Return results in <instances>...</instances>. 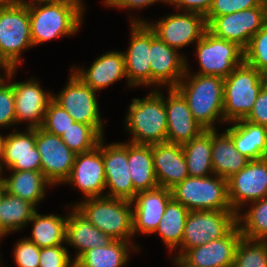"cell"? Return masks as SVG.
<instances>
[{
    "instance_id": "cell-40",
    "label": "cell",
    "mask_w": 267,
    "mask_h": 267,
    "mask_svg": "<svg viewBox=\"0 0 267 267\" xmlns=\"http://www.w3.org/2000/svg\"><path fill=\"white\" fill-rule=\"evenodd\" d=\"M74 122L67 111L52 100L47 106L41 128L48 133L61 136Z\"/></svg>"
},
{
    "instance_id": "cell-10",
    "label": "cell",
    "mask_w": 267,
    "mask_h": 267,
    "mask_svg": "<svg viewBox=\"0 0 267 267\" xmlns=\"http://www.w3.org/2000/svg\"><path fill=\"white\" fill-rule=\"evenodd\" d=\"M53 100L75 122L92 126L103 137V121L100 117L96 91L86 85L72 70L68 84Z\"/></svg>"
},
{
    "instance_id": "cell-34",
    "label": "cell",
    "mask_w": 267,
    "mask_h": 267,
    "mask_svg": "<svg viewBox=\"0 0 267 267\" xmlns=\"http://www.w3.org/2000/svg\"><path fill=\"white\" fill-rule=\"evenodd\" d=\"M36 211L31 203L6 192L0 203V239L25 227Z\"/></svg>"
},
{
    "instance_id": "cell-21",
    "label": "cell",
    "mask_w": 267,
    "mask_h": 267,
    "mask_svg": "<svg viewBox=\"0 0 267 267\" xmlns=\"http://www.w3.org/2000/svg\"><path fill=\"white\" fill-rule=\"evenodd\" d=\"M172 191L164 187L137 192L131 201L133 210V236L140 232L152 234L162 216L167 204L172 200Z\"/></svg>"
},
{
    "instance_id": "cell-47",
    "label": "cell",
    "mask_w": 267,
    "mask_h": 267,
    "mask_svg": "<svg viewBox=\"0 0 267 267\" xmlns=\"http://www.w3.org/2000/svg\"><path fill=\"white\" fill-rule=\"evenodd\" d=\"M165 2L168 4L169 0H105L104 3L107 6L116 7V8H133V9H139L143 7L150 6L156 2Z\"/></svg>"
},
{
    "instance_id": "cell-50",
    "label": "cell",
    "mask_w": 267,
    "mask_h": 267,
    "mask_svg": "<svg viewBox=\"0 0 267 267\" xmlns=\"http://www.w3.org/2000/svg\"><path fill=\"white\" fill-rule=\"evenodd\" d=\"M177 267H196L189 264L182 256L177 255L173 258Z\"/></svg>"
},
{
    "instance_id": "cell-27",
    "label": "cell",
    "mask_w": 267,
    "mask_h": 267,
    "mask_svg": "<svg viewBox=\"0 0 267 267\" xmlns=\"http://www.w3.org/2000/svg\"><path fill=\"white\" fill-rule=\"evenodd\" d=\"M226 133L232 138L237 151L251 160L267 157V127L251 123L245 119L232 121Z\"/></svg>"
},
{
    "instance_id": "cell-18",
    "label": "cell",
    "mask_w": 267,
    "mask_h": 267,
    "mask_svg": "<svg viewBox=\"0 0 267 267\" xmlns=\"http://www.w3.org/2000/svg\"><path fill=\"white\" fill-rule=\"evenodd\" d=\"M151 85L175 88L186 72V59L178 50L160 40L151 29L150 47Z\"/></svg>"
},
{
    "instance_id": "cell-53",
    "label": "cell",
    "mask_w": 267,
    "mask_h": 267,
    "mask_svg": "<svg viewBox=\"0 0 267 267\" xmlns=\"http://www.w3.org/2000/svg\"><path fill=\"white\" fill-rule=\"evenodd\" d=\"M19 1L20 0H0V6L12 5V4H15Z\"/></svg>"
},
{
    "instance_id": "cell-36",
    "label": "cell",
    "mask_w": 267,
    "mask_h": 267,
    "mask_svg": "<svg viewBox=\"0 0 267 267\" xmlns=\"http://www.w3.org/2000/svg\"><path fill=\"white\" fill-rule=\"evenodd\" d=\"M250 204V210L244 215L240 212L237 215V224L242 237L267 241V196Z\"/></svg>"
},
{
    "instance_id": "cell-16",
    "label": "cell",
    "mask_w": 267,
    "mask_h": 267,
    "mask_svg": "<svg viewBox=\"0 0 267 267\" xmlns=\"http://www.w3.org/2000/svg\"><path fill=\"white\" fill-rule=\"evenodd\" d=\"M103 137L93 150L75 156L70 176L64 183L73 184L87 198L105 196L106 178L103 162Z\"/></svg>"
},
{
    "instance_id": "cell-25",
    "label": "cell",
    "mask_w": 267,
    "mask_h": 267,
    "mask_svg": "<svg viewBox=\"0 0 267 267\" xmlns=\"http://www.w3.org/2000/svg\"><path fill=\"white\" fill-rule=\"evenodd\" d=\"M71 70L91 89L98 92L126 77L125 57L123 52H107L96 59L89 69L74 67Z\"/></svg>"
},
{
    "instance_id": "cell-13",
    "label": "cell",
    "mask_w": 267,
    "mask_h": 267,
    "mask_svg": "<svg viewBox=\"0 0 267 267\" xmlns=\"http://www.w3.org/2000/svg\"><path fill=\"white\" fill-rule=\"evenodd\" d=\"M131 38L129 48L124 53L128 87L151 85L150 47L151 28L149 22L131 18Z\"/></svg>"
},
{
    "instance_id": "cell-3",
    "label": "cell",
    "mask_w": 267,
    "mask_h": 267,
    "mask_svg": "<svg viewBox=\"0 0 267 267\" xmlns=\"http://www.w3.org/2000/svg\"><path fill=\"white\" fill-rule=\"evenodd\" d=\"M164 95L158 89L146 97L134 98L126 115V130L132 135L131 143L152 145L166 142L167 112Z\"/></svg>"
},
{
    "instance_id": "cell-2",
    "label": "cell",
    "mask_w": 267,
    "mask_h": 267,
    "mask_svg": "<svg viewBox=\"0 0 267 267\" xmlns=\"http://www.w3.org/2000/svg\"><path fill=\"white\" fill-rule=\"evenodd\" d=\"M26 5L33 46L79 31L83 11L72 3L30 0Z\"/></svg>"
},
{
    "instance_id": "cell-49",
    "label": "cell",
    "mask_w": 267,
    "mask_h": 267,
    "mask_svg": "<svg viewBox=\"0 0 267 267\" xmlns=\"http://www.w3.org/2000/svg\"><path fill=\"white\" fill-rule=\"evenodd\" d=\"M6 136L0 135V175L2 174V167L3 166V158H4V144H5Z\"/></svg>"
},
{
    "instance_id": "cell-38",
    "label": "cell",
    "mask_w": 267,
    "mask_h": 267,
    "mask_svg": "<svg viewBox=\"0 0 267 267\" xmlns=\"http://www.w3.org/2000/svg\"><path fill=\"white\" fill-rule=\"evenodd\" d=\"M233 267H267V241L241 237L235 250Z\"/></svg>"
},
{
    "instance_id": "cell-43",
    "label": "cell",
    "mask_w": 267,
    "mask_h": 267,
    "mask_svg": "<svg viewBox=\"0 0 267 267\" xmlns=\"http://www.w3.org/2000/svg\"><path fill=\"white\" fill-rule=\"evenodd\" d=\"M13 251L18 267H39L41 248L27 238L17 242Z\"/></svg>"
},
{
    "instance_id": "cell-12",
    "label": "cell",
    "mask_w": 267,
    "mask_h": 267,
    "mask_svg": "<svg viewBox=\"0 0 267 267\" xmlns=\"http://www.w3.org/2000/svg\"><path fill=\"white\" fill-rule=\"evenodd\" d=\"M227 187L229 203L237 214L244 204L266 197L267 157L249 161L238 173L227 179Z\"/></svg>"
},
{
    "instance_id": "cell-26",
    "label": "cell",
    "mask_w": 267,
    "mask_h": 267,
    "mask_svg": "<svg viewBox=\"0 0 267 267\" xmlns=\"http://www.w3.org/2000/svg\"><path fill=\"white\" fill-rule=\"evenodd\" d=\"M73 208L72 213L68 214L65 242L79 250L72 260L76 262L86 251L107 246L114 239L93 226L74 206Z\"/></svg>"
},
{
    "instance_id": "cell-42",
    "label": "cell",
    "mask_w": 267,
    "mask_h": 267,
    "mask_svg": "<svg viewBox=\"0 0 267 267\" xmlns=\"http://www.w3.org/2000/svg\"><path fill=\"white\" fill-rule=\"evenodd\" d=\"M67 247L62 245L43 247L40 251L39 267H75Z\"/></svg>"
},
{
    "instance_id": "cell-29",
    "label": "cell",
    "mask_w": 267,
    "mask_h": 267,
    "mask_svg": "<svg viewBox=\"0 0 267 267\" xmlns=\"http://www.w3.org/2000/svg\"><path fill=\"white\" fill-rule=\"evenodd\" d=\"M128 167L137 192L159 187L154 170L152 145L128 142Z\"/></svg>"
},
{
    "instance_id": "cell-23",
    "label": "cell",
    "mask_w": 267,
    "mask_h": 267,
    "mask_svg": "<svg viewBox=\"0 0 267 267\" xmlns=\"http://www.w3.org/2000/svg\"><path fill=\"white\" fill-rule=\"evenodd\" d=\"M3 165L12 171H41V158L36 146V129L13 131L6 136Z\"/></svg>"
},
{
    "instance_id": "cell-11",
    "label": "cell",
    "mask_w": 267,
    "mask_h": 267,
    "mask_svg": "<svg viewBox=\"0 0 267 267\" xmlns=\"http://www.w3.org/2000/svg\"><path fill=\"white\" fill-rule=\"evenodd\" d=\"M267 23V2L235 13L217 16L207 29L215 36L237 43L245 49L251 37Z\"/></svg>"
},
{
    "instance_id": "cell-41",
    "label": "cell",
    "mask_w": 267,
    "mask_h": 267,
    "mask_svg": "<svg viewBox=\"0 0 267 267\" xmlns=\"http://www.w3.org/2000/svg\"><path fill=\"white\" fill-rule=\"evenodd\" d=\"M263 0H214L205 16L207 25L217 16L227 15L245 9L258 7Z\"/></svg>"
},
{
    "instance_id": "cell-45",
    "label": "cell",
    "mask_w": 267,
    "mask_h": 267,
    "mask_svg": "<svg viewBox=\"0 0 267 267\" xmlns=\"http://www.w3.org/2000/svg\"><path fill=\"white\" fill-rule=\"evenodd\" d=\"M244 119L267 127V83L258 94L251 112Z\"/></svg>"
},
{
    "instance_id": "cell-44",
    "label": "cell",
    "mask_w": 267,
    "mask_h": 267,
    "mask_svg": "<svg viewBox=\"0 0 267 267\" xmlns=\"http://www.w3.org/2000/svg\"><path fill=\"white\" fill-rule=\"evenodd\" d=\"M16 124L14 92L12 84L0 89V128Z\"/></svg>"
},
{
    "instance_id": "cell-46",
    "label": "cell",
    "mask_w": 267,
    "mask_h": 267,
    "mask_svg": "<svg viewBox=\"0 0 267 267\" xmlns=\"http://www.w3.org/2000/svg\"><path fill=\"white\" fill-rule=\"evenodd\" d=\"M214 0H169L168 4L175 8L184 9L186 12H195L206 16Z\"/></svg>"
},
{
    "instance_id": "cell-30",
    "label": "cell",
    "mask_w": 267,
    "mask_h": 267,
    "mask_svg": "<svg viewBox=\"0 0 267 267\" xmlns=\"http://www.w3.org/2000/svg\"><path fill=\"white\" fill-rule=\"evenodd\" d=\"M5 191L13 196L31 203H37L45 196V187L52 186L41 171H12V174L3 178Z\"/></svg>"
},
{
    "instance_id": "cell-39",
    "label": "cell",
    "mask_w": 267,
    "mask_h": 267,
    "mask_svg": "<svg viewBox=\"0 0 267 267\" xmlns=\"http://www.w3.org/2000/svg\"><path fill=\"white\" fill-rule=\"evenodd\" d=\"M244 61L267 76V23L251 37L244 49Z\"/></svg>"
},
{
    "instance_id": "cell-5",
    "label": "cell",
    "mask_w": 267,
    "mask_h": 267,
    "mask_svg": "<svg viewBox=\"0 0 267 267\" xmlns=\"http://www.w3.org/2000/svg\"><path fill=\"white\" fill-rule=\"evenodd\" d=\"M266 83L267 76L245 61L236 66L224 79V122L244 119Z\"/></svg>"
},
{
    "instance_id": "cell-14",
    "label": "cell",
    "mask_w": 267,
    "mask_h": 267,
    "mask_svg": "<svg viewBox=\"0 0 267 267\" xmlns=\"http://www.w3.org/2000/svg\"><path fill=\"white\" fill-rule=\"evenodd\" d=\"M36 146L41 158V172L53 185L63 183L70 176L76 154L62 141L41 127L36 129Z\"/></svg>"
},
{
    "instance_id": "cell-24",
    "label": "cell",
    "mask_w": 267,
    "mask_h": 267,
    "mask_svg": "<svg viewBox=\"0 0 267 267\" xmlns=\"http://www.w3.org/2000/svg\"><path fill=\"white\" fill-rule=\"evenodd\" d=\"M152 157L159 187L172 189L189 176L180 144L169 142L152 144Z\"/></svg>"
},
{
    "instance_id": "cell-8",
    "label": "cell",
    "mask_w": 267,
    "mask_h": 267,
    "mask_svg": "<svg viewBox=\"0 0 267 267\" xmlns=\"http://www.w3.org/2000/svg\"><path fill=\"white\" fill-rule=\"evenodd\" d=\"M237 215L233 210L189 211L178 255L226 236L237 225Z\"/></svg>"
},
{
    "instance_id": "cell-9",
    "label": "cell",
    "mask_w": 267,
    "mask_h": 267,
    "mask_svg": "<svg viewBox=\"0 0 267 267\" xmlns=\"http://www.w3.org/2000/svg\"><path fill=\"white\" fill-rule=\"evenodd\" d=\"M200 68L196 74L225 79L244 61V49L237 43L219 38L208 29L196 43Z\"/></svg>"
},
{
    "instance_id": "cell-32",
    "label": "cell",
    "mask_w": 267,
    "mask_h": 267,
    "mask_svg": "<svg viewBox=\"0 0 267 267\" xmlns=\"http://www.w3.org/2000/svg\"><path fill=\"white\" fill-rule=\"evenodd\" d=\"M129 247L139 249L138 246L135 247L134 242L114 240L107 246L86 251L75 262V267H122L128 262Z\"/></svg>"
},
{
    "instance_id": "cell-7",
    "label": "cell",
    "mask_w": 267,
    "mask_h": 267,
    "mask_svg": "<svg viewBox=\"0 0 267 267\" xmlns=\"http://www.w3.org/2000/svg\"><path fill=\"white\" fill-rule=\"evenodd\" d=\"M30 47H33V42L26 1L0 6V60L17 69L23 61L21 52Z\"/></svg>"
},
{
    "instance_id": "cell-1",
    "label": "cell",
    "mask_w": 267,
    "mask_h": 267,
    "mask_svg": "<svg viewBox=\"0 0 267 267\" xmlns=\"http://www.w3.org/2000/svg\"><path fill=\"white\" fill-rule=\"evenodd\" d=\"M188 71L186 65L185 75L175 88L186 99L198 124L205 130H215L214 122L219 119L220 122L224 121V79L211 75H190Z\"/></svg>"
},
{
    "instance_id": "cell-19",
    "label": "cell",
    "mask_w": 267,
    "mask_h": 267,
    "mask_svg": "<svg viewBox=\"0 0 267 267\" xmlns=\"http://www.w3.org/2000/svg\"><path fill=\"white\" fill-rule=\"evenodd\" d=\"M11 84L14 92L16 123L28 120L30 122L27 129L41 127L53 95L45 93L36 79Z\"/></svg>"
},
{
    "instance_id": "cell-48",
    "label": "cell",
    "mask_w": 267,
    "mask_h": 267,
    "mask_svg": "<svg viewBox=\"0 0 267 267\" xmlns=\"http://www.w3.org/2000/svg\"><path fill=\"white\" fill-rule=\"evenodd\" d=\"M3 68V70H5V76H7L6 78L8 79V81L12 80L13 78V74H15L16 68L9 62L0 60V69ZM4 77L0 74V89L6 85L7 83L4 81Z\"/></svg>"
},
{
    "instance_id": "cell-17",
    "label": "cell",
    "mask_w": 267,
    "mask_h": 267,
    "mask_svg": "<svg viewBox=\"0 0 267 267\" xmlns=\"http://www.w3.org/2000/svg\"><path fill=\"white\" fill-rule=\"evenodd\" d=\"M103 162L106 188L105 196L132 201L137 194L128 167V142L103 144Z\"/></svg>"
},
{
    "instance_id": "cell-22",
    "label": "cell",
    "mask_w": 267,
    "mask_h": 267,
    "mask_svg": "<svg viewBox=\"0 0 267 267\" xmlns=\"http://www.w3.org/2000/svg\"><path fill=\"white\" fill-rule=\"evenodd\" d=\"M241 237L237 224L226 236L188 249L182 257L196 267H233L235 250Z\"/></svg>"
},
{
    "instance_id": "cell-31",
    "label": "cell",
    "mask_w": 267,
    "mask_h": 267,
    "mask_svg": "<svg viewBox=\"0 0 267 267\" xmlns=\"http://www.w3.org/2000/svg\"><path fill=\"white\" fill-rule=\"evenodd\" d=\"M188 175L206 177L214 175L212 166V130H204L198 137L181 145ZM209 174V175H208Z\"/></svg>"
},
{
    "instance_id": "cell-37",
    "label": "cell",
    "mask_w": 267,
    "mask_h": 267,
    "mask_svg": "<svg viewBox=\"0 0 267 267\" xmlns=\"http://www.w3.org/2000/svg\"><path fill=\"white\" fill-rule=\"evenodd\" d=\"M60 137L75 154L93 150L102 138L92 126L79 122L70 125Z\"/></svg>"
},
{
    "instance_id": "cell-35",
    "label": "cell",
    "mask_w": 267,
    "mask_h": 267,
    "mask_svg": "<svg viewBox=\"0 0 267 267\" xmlns=\"http://www.w3.org/2000/svg\"><path fill=\"white\" fill-rule=\"evenodd\" d=\"M188 213L189 210L186 207L172 199L167 204L164 215L152 234H159L171 251L177 249L178 245L181 247Z\"/></svg>"
},
{
    "instance_id": "cell-6",
    "label": "cell",
    "mask_w": 267,
    "mask_h": 267,
    "mask_svg": "<svg viewBox=\"0 0 267 267\" xmlns=\"http://www.w3.org/2000/svg\"><path fill=\"white\" fill-rule=\"evenodd\" d=\"M171 191L172 198L189 211L232 210L228 198L227 180L223 177L188 176Z\"/></svg>"
},
{
    "instance_id": "cell-51",
    "label": "cell",
    "mask_w": 267,
    "mask_h": 267,
    "mask_svg": "<svg viewBox=\"0 0 267 267\" xmlns=\"http://www.w3.org/2000/svg\"><path fill=\"white\" fill-rule=\"evenodd\" d=\"M40 1H55V2H69L74 4L75 6H78L83 12H84V5L81 0H40Z\"/></svg>"
},
{
    "instance_id": "cell-28",
    "label": "cell",
    "mask_w": 267,
    "mask_h": 267,
    "mask_svg": "<svg viewBox=\"0 0 267 267\" xmlns=\"http://www.w3.org/2000/svg\"><path fill=\"white\" fill-rule=\"evenodd\" d=\"M217 134L216 129L212 130L213 172L214 175L227 180L244 168L250 160L237 151L232 138L226 132Z\"/></svg>"
},
{
    "instance_id": "cell-15",
    "label": "cell",
    "mask_w": 267,
    "mask_h": 267,
    "mask_svg": "<svg viewBox=\"0 0 267 267\" xmlns=\"http://www.w3.org/2000/svg\"><path fill=\"white\" fill-rule=\"evenodd\" d=\"M148 26L160 40L176 50L197 43L207 30L205 16L195 12L172 14Z\"/></svg>"
},
{
    "instance_id": "cell-4",
    "label": "cell",
    "mask_w": 267,
    "mask_h": 267,
    "mask_svg": "<svg viewBox=\"0 0 267 267\" xmlns=\"http://www.w3.org/2000/svg\"><path fill=\"white\" fill-rule=\"evenodd\" d=\"M74 207L86 219L114 240L130 241L133 236V208L129 200L108 196L92 197Z\"/></svg>"
},
{
    "instance_id": "cell-33",
    "label": "cell",
    "mask_w": 267,
    "mask_h": 267,
    "mask_svg": "<svg viewBox=\"0 0 267 267\" xmlns=\"http://www.w3.org/2000/svg\"><path fill=\"white\" fill-rule=\"evenodd\" d=\"M68 215H41L37 211L29 222L33 221L32 236L27 239L39 248L62 245L65 242Z\"/></svg>"
},
{
    "instance_id": "cell-52",
    "label": "cell",
    "mask_w": 267,
    "mask_h": 267,
    "mask_svg": "<svg viewBox=\"0 0 267 267\" xmlns=\"http://www.w3.org/2000/svg\"><path fill=\"white\" fill-rule=\"evenodd\" d=\"M5 193H6V191H5L4 182H3L2 177L0 175V203H1Z\"/></svg>"
},
{
    "instance_id": "cell-20",
    "label": "cell",
    "mask_w": 267,
    "mask_h": 267,
    "mask_svg": "<svg viewBox=\"0 0 267 267\" xmlns=\"http://www.w3.org/2000/svg\"><path fill=\"white\" fill-rule=\"evenodd\" d=\"M168 89V97L164 98L167 112L166 142L182 145L198 137L205 129L193 118L183 95L176 88Z\"/></svg>"
}]
</instances>
